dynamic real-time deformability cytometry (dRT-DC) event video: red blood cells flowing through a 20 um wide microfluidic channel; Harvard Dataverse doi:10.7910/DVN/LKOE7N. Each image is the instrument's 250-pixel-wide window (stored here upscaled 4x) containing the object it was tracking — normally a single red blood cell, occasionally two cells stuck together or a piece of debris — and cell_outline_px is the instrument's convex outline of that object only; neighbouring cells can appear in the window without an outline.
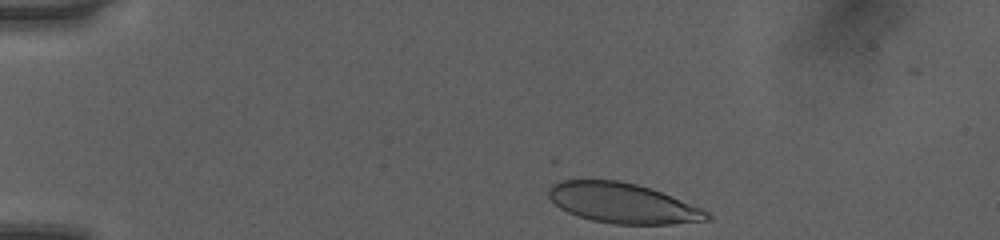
{"species": "human", "species_latin": "Homo sapiens", "temperature_condition": "room temperature", "stored_images_in_passage": 35, "camera_frame_rate_fps": 3000, "um_per_image_px": 0.085, "donor": {"sex": "female"}, "frame": {"image": 1, "passage_image": 1, "time_ms": 0.0, "image_size_px": [1000, 240], "cell_outline_px": [[712, 220], [672, 224], [612, 224], [592, 220], [576, 216], [560, 208], [548, 196], [548, 188], [552, 184], [560, 180], [616, 180], [636, 184], [652, 188], [700, 208], [708, 212], [712, 216]], "centroid_in_image_um": [52.92, 17.27], "position_along_channel_um": 32.1, "area_um2": 37.05}}
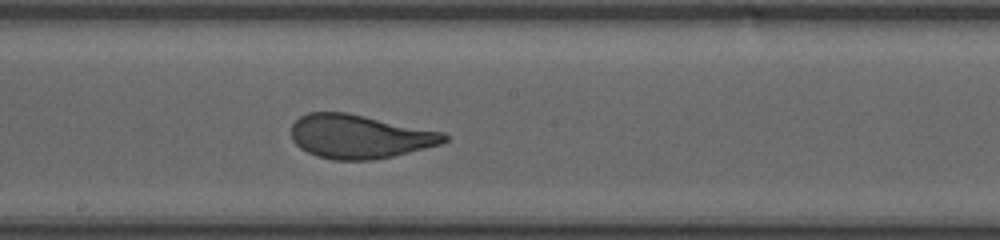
{"frame": {"image": 2, "passage_image": 20, "time_ms": 6.333, "image_size_px": [1000, 240], "cell_outline_px": [[448, 140], [440, 144], [392, 156], [372, 160], [332, 160], [316, 156], [300, 148], [292, 140], [292, 124], [300, 116], [308, 112], [348, 112], [444, 132], [448, 136]], "centroid_in_image_um": [30.54, 11.6], "position_along_channel_um": 217.7, "area_um2": 39.07}}
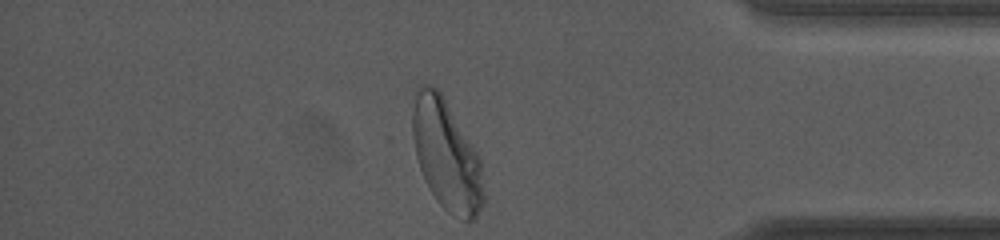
{"frame": {"image": 3, "passage_image": 35, "time_ms": 11.333, "image_size_px": [1000, 240], "cell_outline_px": [[484, 204], [476, 216], [472, 220], [460, 220], [448, 212], [436, 200], [428, 188], [420, 168], [416, 156], [412, 136], [412, 92], [416, 84], [432, 84], [440, 92], [476, 152], [480, 160], [484, 192]], "centroid_in_image_um": [37.9, 13.16], "position_along_channel_um": 397.3, "area_um2": 45.84}, "authors_computed_cell_mechanics": {"area_um2": 39.6508, "velocity_mm_per_s": 4.0525, "shape_relaxation_time_tau1_ms": 3.8483, "shape_relaxation_time_tau2_ms": null, "deformation_change_tau1": 0.1758, "deformation_change_tau2": null}}